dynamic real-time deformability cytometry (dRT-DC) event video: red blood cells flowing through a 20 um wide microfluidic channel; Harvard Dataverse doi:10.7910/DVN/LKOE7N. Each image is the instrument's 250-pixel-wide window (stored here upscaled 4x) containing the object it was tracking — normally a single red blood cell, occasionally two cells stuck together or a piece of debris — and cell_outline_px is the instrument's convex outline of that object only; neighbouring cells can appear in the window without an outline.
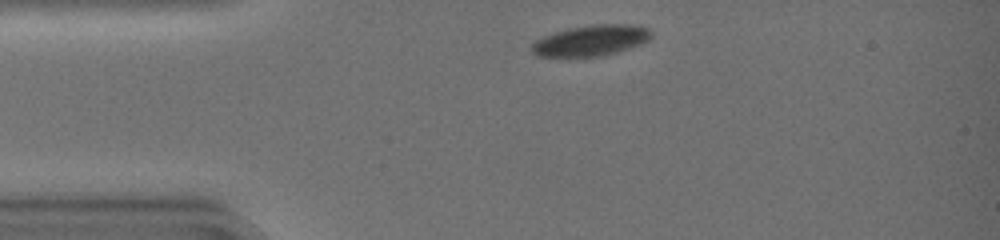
{"species": "common noctule bat (a hibernating species)", "species_latin": "Nyctalus noctula", "temperature_condition": "warm", "stored_images_in_passage": 35, "camera_frame_rate_fps": 3000, "um_per_image_px": 0.085, "animal": {"sex": "female", "body_mass_g": 19.0, "forearm_length_mm": 51.5}, "frame": {"image": 1, "passage_image": 2, "time_ms": 0.333, "image_size_px": [1000, 240], "cell_outline_px": [[652, 36], [648, 40], [640, 44], [616, 52], [600, 56], [536, 56], [532, 52], [532, 44], [540, 36], [568, 28], [592, 24], [632, 24], [648, 28], [652, 32]], "centroid_in_image_um": [50.22, 3.42], "position_along_channel_um": 34.8, "area_um2": 21.44}}
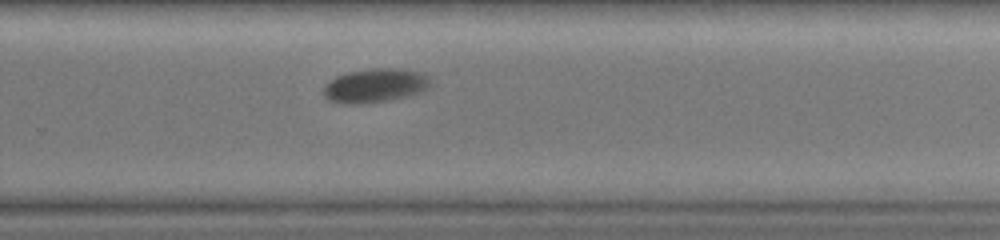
{"frame": {"image": 2, "passage_image": 24, "time_ms": 7.667, "image_size_px": [1000, 240], "cell_outline_px": [[432, 84], [424, 92], [388, 100], [364, 104], [340, 104], [328, 100], [324, 96], [324, 84], [336, 76], [348, 72], [376, 68], [400, 68], [420, 72], [428, 76]], "centroid_in_image_um": [31.89, 7.28], "position_along_channel_um": 297.9, "area_um2": 21.44}}
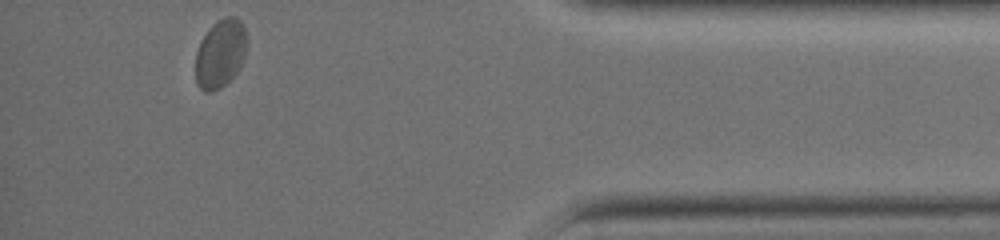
{"frame": {"image": 3, "passage_image": 35, "time_ms": 11.333, "image_size_px": [1000, 240], "cell_outline_px": [[248, 48], [244, 60], [236, 72], [220, 88], [212, 92], [204, 92], [196, 84], [196, 52], [200, 40], [208, 28], [216, 20], [224, 16], [236, 16], [244, 24], [248, 40]], "centroid_in_image_um": [18.75, 4.5], "position_along_channel_um": 416.4, "area_um2": 21.04}, "authors_computed_cell_mechanics": {"area_um2": 21.964, "velocity_mm_per_s": 4.0559, "shape_relaxation_time_tau1_ms": 4.0661, "shape_relaxation_time_tau2_ms": null, "deformation_change_tau1": 0.0931, "deformation_change_tau2": null}}